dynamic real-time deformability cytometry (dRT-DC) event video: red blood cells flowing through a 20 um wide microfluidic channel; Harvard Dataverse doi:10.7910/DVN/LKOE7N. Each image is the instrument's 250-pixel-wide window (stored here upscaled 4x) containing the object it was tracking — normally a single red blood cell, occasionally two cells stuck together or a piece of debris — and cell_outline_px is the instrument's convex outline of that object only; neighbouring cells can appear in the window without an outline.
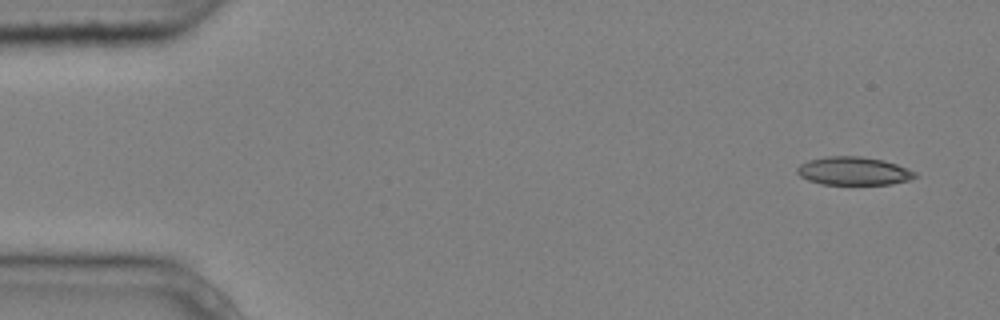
{"species": "common noctule bat (a hibernating species)", "species_latin": "Nyctalus noctula", "temperature_condition": "cold", "stored_images_in_passage": 7, "camera_frame_rate_fps": 3000, "um_per_image_px": 0.085, "animal": {"sex": "male", "body_mass_g": 20.4}, "frame": {"image": 1, "passage_image": 1, "time_ms": 0.0, "image_size_px": [1000, 320], "cell_outline_px": [[920, 176], [908, 180], [892, 184], [824, 184], [808, 180], [800, 176], [796, 172], [796, 168], [800, 164], [808, 160], [824, 156], [860, 156], [884, 160], [896, 164], [916, 172]], "centroid_in_image_um": [72.55, 14.53], "position_along_channel_um": 12.4, "area_um2": 19.48}}
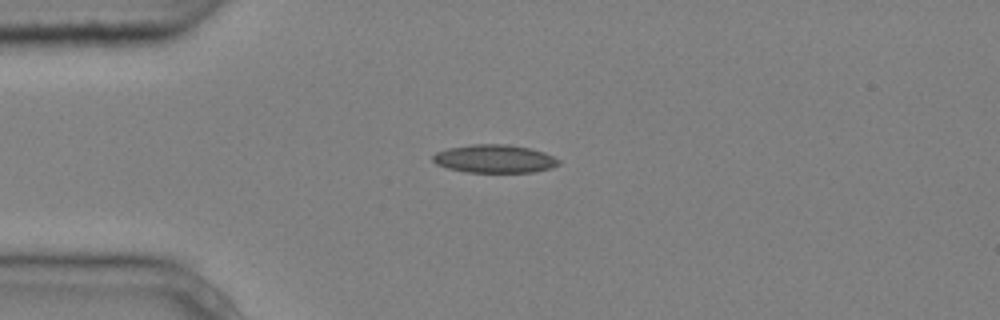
{"frame": {"image": 2, "passage_image": 4, "time_ms": 1.0, "image_size_px": [1000, 320], "cell_outline_px": [[560, 164], [552, 168], [532, 172], [468, 172], [448, 168], [436, 164], [432, 160], [432, 156], [436, 152], [448, 148], [472, 144], [508, 144], [528, 148], [544, 152], [560, 160]], "centroid_in_image_um": [42.03, 13.49], "position_along_channel_um": 43.0, "area_um2": 20.63}}
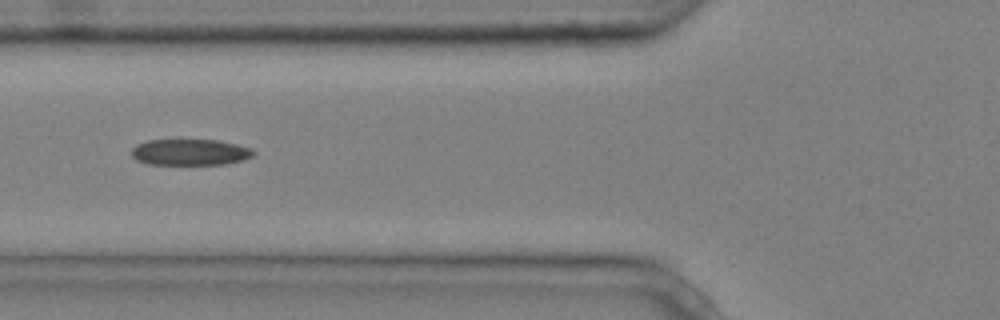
{"frame": {"image": 3, "passage_image": 6, "time_ms": 1.667, "image_size_px": [1000, 320], "cell_outline_px": [[256, 152], [252, 156], [240, 160], [224, 164], [148, 164], [136, 160], [132, 156], [132, 148], [136, 144], [148, 140], [220, 140], [252, 148]], "centroid_in_image_um": [16.14, 12.93], "position_along_channel_um": 109.7, "area_um2": 18.55}}